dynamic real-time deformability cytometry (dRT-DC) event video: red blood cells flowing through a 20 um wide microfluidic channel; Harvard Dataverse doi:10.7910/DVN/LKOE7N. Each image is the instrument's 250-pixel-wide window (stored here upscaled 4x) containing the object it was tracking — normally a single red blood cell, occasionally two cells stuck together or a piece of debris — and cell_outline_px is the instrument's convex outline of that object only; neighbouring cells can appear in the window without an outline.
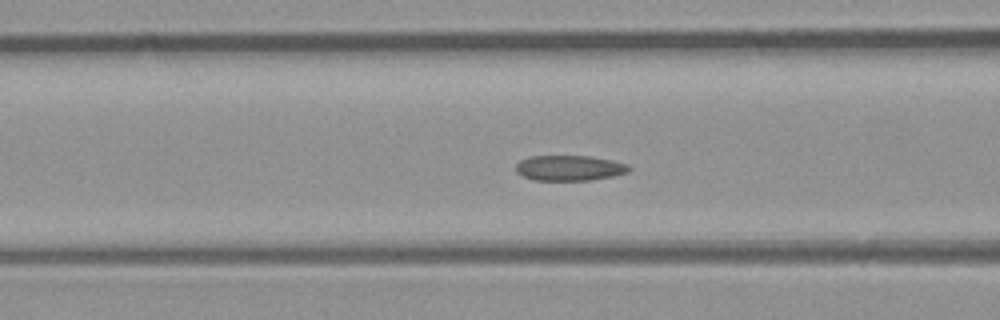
{"species": "common noctule bat (a hibernating species)", "species_latin": "Nyctalus noctula", "temperature_condition": "room temperature", "stored_images_in_passage": 43, "camera_frame_rate_fps": 3000, "um_per_image_px": 0.085, "animal": {"sex": "male", "body_mass_g": 23.1, "forearm_length_mm": 52.7}, "frame": {"image": 1, "passage_image": 21, "time_ms": 6.667, "image_size_px": [1000, 320], "cell_outline_px": [[632, 168], [628, 172], [612, 176], [588, 180], [532, 180], [516, 172], [516, 164], [520, 160], [528, 156], [588, 156], [612, 160], [628, 164]], "centroid_in_image_um": [48.39, 14.27], "position_along_channel_um": 118.2, "area_um2": 16.7}}
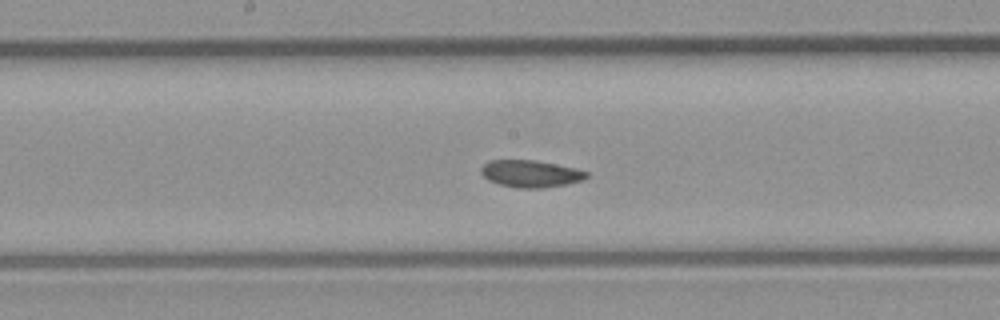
{"frame": {"image": 2, "passage_image": 27, "time_ms": 8.667, "image_size_px": [1000, 320], "cell_outline_px": [[588, 176], [584, 180], [564, 184], [540, 188], [516, 188], [500, 184], [488, 180], [480, 172], [480, 168], [488, 160], [536, 160], [576, 168], [588, 172]], "centroid_in_image_um": [45.09, 14.75], "position_along_channel_um": 203.1, "area_um2": 16.65}}
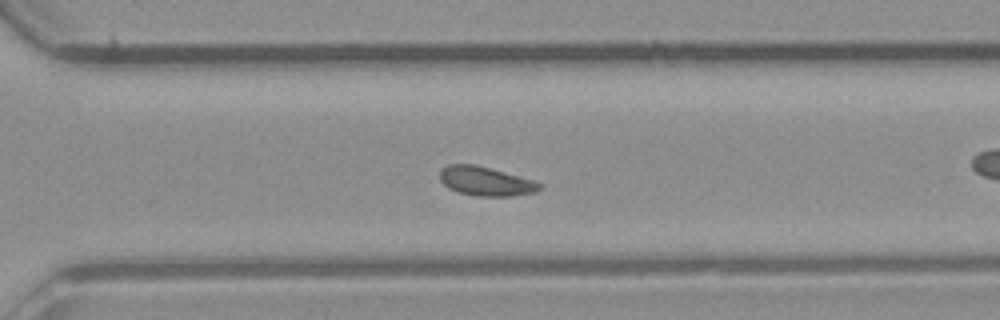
{"frame": {"image": 3, "passage_image": 36, "time_ms": 11.667, "image_size_px": [1000, 320], "cell_outline_px": [[544, 188], [536, 192], [512, 196], [476, 196], [460, 192], [448, 188], [440, 180], [440, 172], [448, 164], [476, 164], [532, 180], [544, 184]], "centroid_in_image_um": [41.32, 15.41], "position_along_channel_um": 329.3, "area_um2": 16.88}, "authors_computed_cell_mechanics": {"area_um2": 17.918, "velocity_mm_per_s": 4.2224, "shape_relaxation_time_tau1_ms": null, "shape_relaxation_time_tau2_ms": 7.0667, "deformation_change_tau1": null, "deformation_change_tau2": 0.1037}}